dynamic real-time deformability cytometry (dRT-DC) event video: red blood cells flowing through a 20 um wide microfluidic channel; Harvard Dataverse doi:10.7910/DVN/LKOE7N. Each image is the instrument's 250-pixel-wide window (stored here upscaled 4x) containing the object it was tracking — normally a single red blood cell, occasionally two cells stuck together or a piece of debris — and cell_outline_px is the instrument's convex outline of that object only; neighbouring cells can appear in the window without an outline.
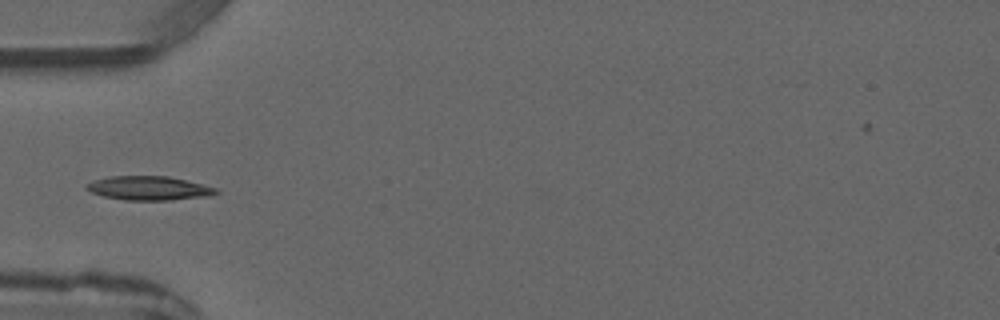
{"species": "common noctule bat (a hibernating species)", "species_latin": "Nyctalus noctula", "temperature_condition": "warm", "stored_images_in_passage": 5, "camera_frame_rate_fps": 3000, "um_per_image_px": 0.085, "animal": {"sex": "male", "forearm_length_mm": 52.5}, "frame": {"image": 1, "passage_image": 4, "time_ms": 3.667, "image_size_px": [1000, 320], "cell_outline_px": [[220, 192], [208, 196], [172, 200], [124, 200], [104, 196], [92, 192], [84, 188], [84, 184], [108, 176], [168, 176], [216, 188]], "centroid_in_image_um": [12.62, 16.0], "position_along_channel_um": 72.4, "area_um2": 17.98}}
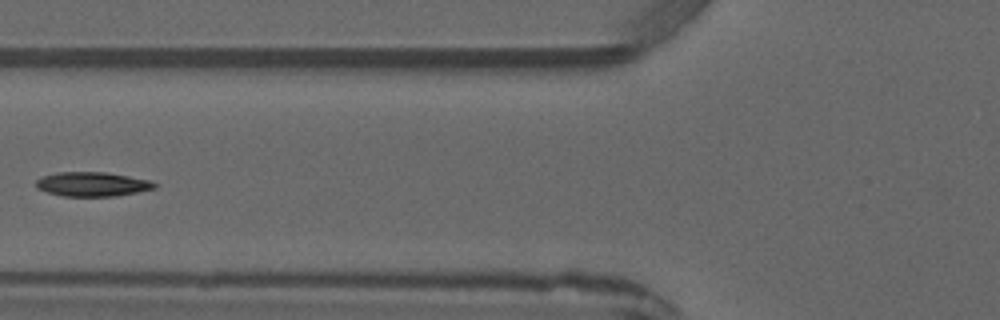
{"frame": {"image": 2, "passage_image": 5, "time_ms": 4.667, "image_size_px": [1000, 320], "cell_outline_px": [[156, 188], [116, 196], [64, 196], [48, 192], [36, 188], [36, 180], [40, 176], [56, 172], [104, 172], [152, 180], [156, 184]], "centroid_in_image_um": [7.83, 15.65], "position_along_channel_um": 118.0, "area_um2": 16.82}}